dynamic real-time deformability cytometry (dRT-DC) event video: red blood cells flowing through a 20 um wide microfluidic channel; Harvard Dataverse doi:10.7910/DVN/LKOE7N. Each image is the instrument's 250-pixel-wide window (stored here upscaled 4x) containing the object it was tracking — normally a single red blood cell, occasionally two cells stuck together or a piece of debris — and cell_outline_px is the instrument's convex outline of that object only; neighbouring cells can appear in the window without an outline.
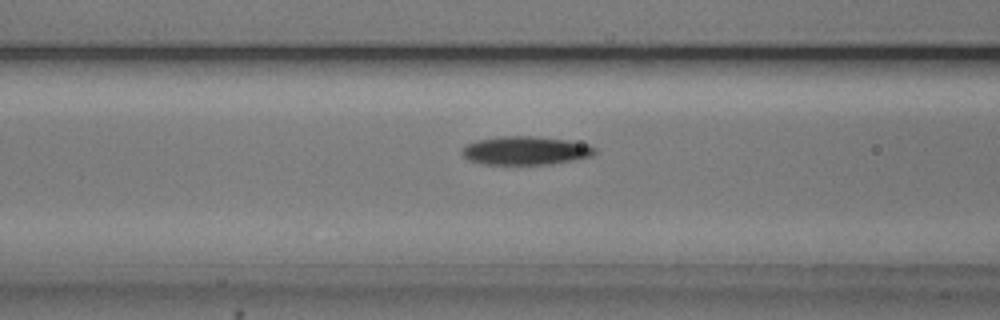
{"species": "common noctule bat (a hibernating species)", "species_latin": "Nyctalus noctula", "temperature_condition": "cold", "stored_images_in_passage": 49, "camera_frame_rate_fps": 3000, "um_per_image_px": 0.085, "animal": {"sex": "male", "body_mass_g": 20.5, "forearm_length_mm": 52.5}, "frame": {"image": 1, "passage_image": 16, "time_ms": 5.0, "image_size_px": [1000, 320], "cell_outline_px": [[596, 152], [592, 156], [552, 164], [484, 164], [468, 160], [460, 152], [460, 148], [476, 140], [500, 136], [536, 136], [568, 140], [588, 144], [596, 148]], "centroid_in_image_um": [44.66, 12.79], "position_along_channel_um": 121.9, "area_um2": 22.2}}
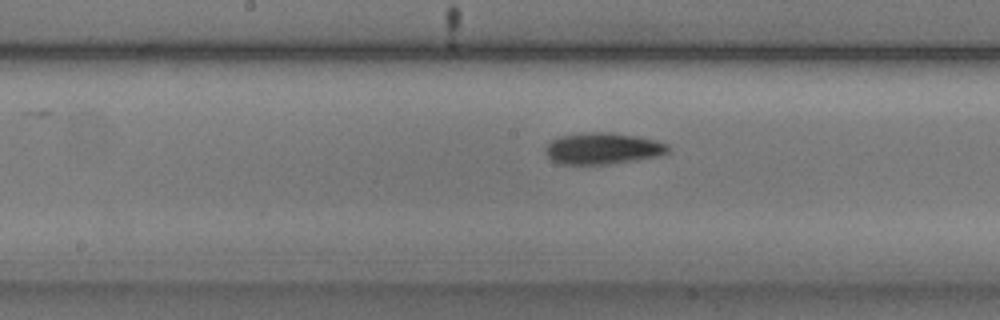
{"frame": {"image": 2, "passage_image": 22, "time_ms": 7.0, "image_size_px": [1000, 320], "cell_outline_px": [[672, 148], [668, 152], [660, 156], [612, 164], [560, 164], [552, 160], [544, 152], [548, 144], [552, 140], [560, 136], [588, 132], [612, 132], [640, 136], [656, 140], [668, 144]], "centroid_in_image_um": [51.29, 12.62], "position_along_channel_um": 196.9, "area_um2": 22.77}}
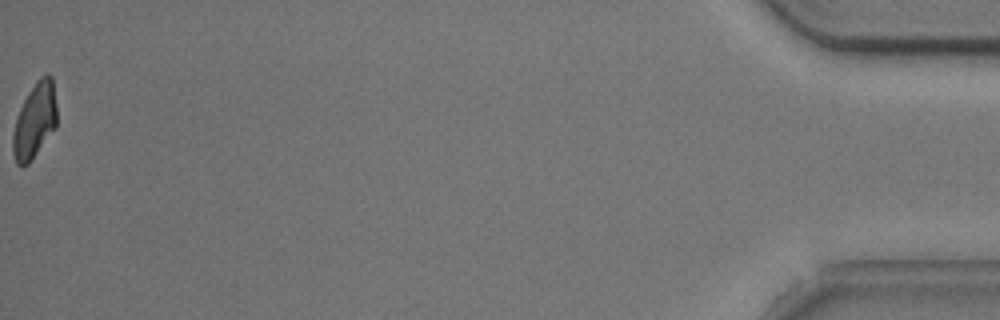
{"frame": {"image": 3, "passage_image": 49, "time_ms": 16.0, "image_size_px": [1000, 320], "cell_outline_px": [[56, 128], [28, 164], [16, 164], [12, 152], [12, 136], [16, 120], [20, 108], [28, 92], [36, 80], [44, 72], [48, 72], [52, 76], [56, 104]], "centroid_in_image_um": [2.96, 10.21], "position_along_channel_um": 432.2, "area_um2": 19.36}, "authors_computed_cell_mechanics": {"area_um2": 21.3282, "velocity_mm_per_s": 3.7337, "shape_relaxation_time_tau1_ms": 4.1716, "shape_relaxation_time_tau2_ms": null, "deformation_change_tau1": 0.1595, "deformation_change_tau2": null}}